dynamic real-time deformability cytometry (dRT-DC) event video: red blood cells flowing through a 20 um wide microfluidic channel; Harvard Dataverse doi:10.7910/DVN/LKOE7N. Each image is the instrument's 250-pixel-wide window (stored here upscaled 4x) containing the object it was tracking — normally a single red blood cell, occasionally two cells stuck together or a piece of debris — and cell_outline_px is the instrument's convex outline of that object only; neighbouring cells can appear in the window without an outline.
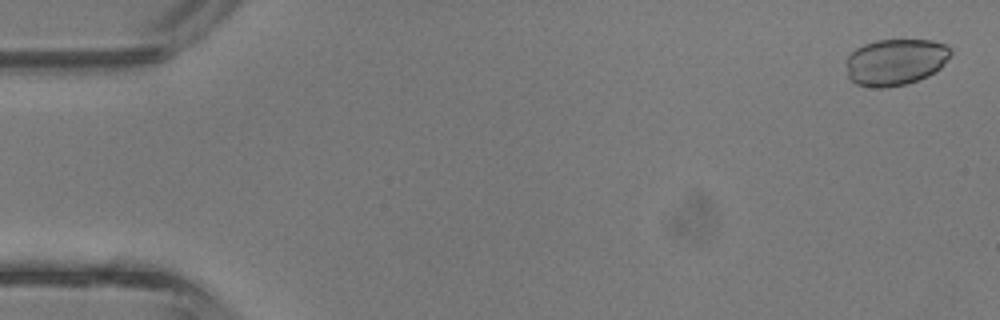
{"species": "common noctule bat (a hibernating species)", "species_latin": "Nyctalus noctula", "temperature_condition": "room temperature", "stored_images_in_passage": 43, "camera_frame_rate_fps": 3000, "um_per_image_px": 0.085, "animal": {"sex": "male", "body_mass_g": 13.3}, "frame": {"image": 1, "passage_image": 2, "time_ms": 0.333, "image_size_px": [1000, 320], "cell_outline_px": [[952, 52], [940, 68], [928, 76], [904, 84], [888, 88], [876, 88], [856, 84], [848, 76], [844, 60], [856, 48], [864, 44], [876, 40], [932, 40], [944, 44], [952, 48]], "centroid_in_image_um": [76.09, 5.26], "position_along_channel_um": 8.9, "area_um2": 28.44}}
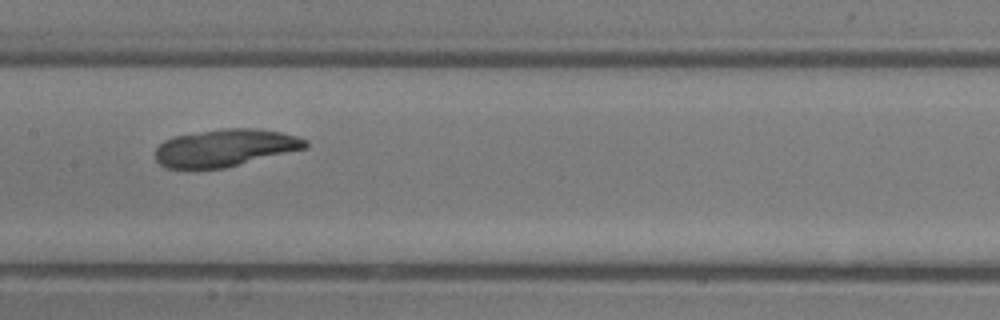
{"frame": {"image": 2, "passage_image": 22, "time_ms": 7.0, "image_size_px": [1000, 320], "cell_outline_px": [[308, 148], [224, 168], [164, 168], [156, 160], [156, 148], [164, 140], [172, 136], [228, 128], [256, 128], [280, 132], [296, 136], [308, 140]], "centroid_in_image_um": [19.15, 12.56], "position_along_channel_um": 188.2, "area_um2": 32.6}}
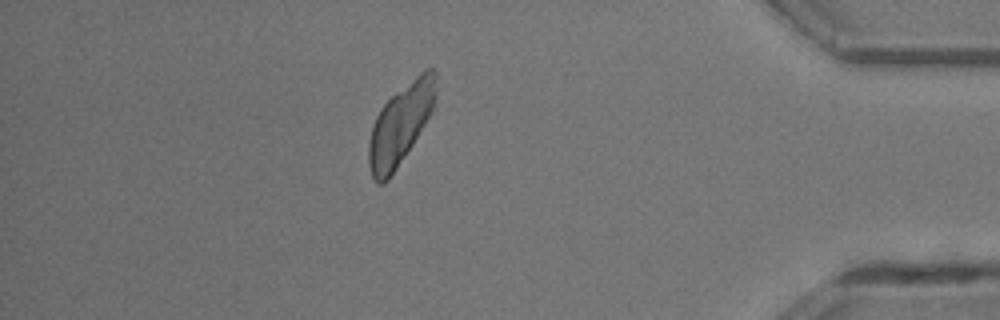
{"frame": {"image": 3, "passage_image": 38, "time_ms": 12.333, "image_size_px": [1000, 320], "cell_outline_px": [[436, 96], [432, 108], [424, 124], [412, 144], [388, 180], [384, 184], [376, 184], [372, 176], [368, 164], [368, 144], [372, 128], [376, 116], [380, 108], [396, 92], [420, 72], [428, 68], [436, 68]], "centroid_in_image_um": [34.02, 10.56], "position_along_channel_um": 401.2, "area_um2": 30.92}}